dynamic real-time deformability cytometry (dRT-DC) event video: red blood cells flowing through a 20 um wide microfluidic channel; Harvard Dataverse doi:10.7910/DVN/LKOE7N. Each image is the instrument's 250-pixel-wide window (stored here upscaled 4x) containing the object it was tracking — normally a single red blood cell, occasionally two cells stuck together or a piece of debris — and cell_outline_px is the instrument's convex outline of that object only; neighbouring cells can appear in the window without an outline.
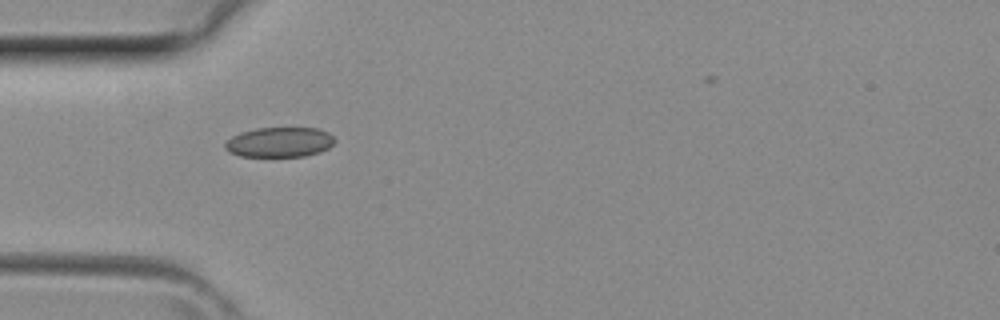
{"species": "common noctule bat (a hibernating species)", "species_latin": "Nyctalus noctula", "temperature_condition": "room temperature", "stored_images_in_passage": 4, "camera_frame_rate_fps": 3000, "um_per_image_px": 0.085, "animal": {"sex": "female", "body_mass_g": 29.2, "forearm_length_mm": 56.3}, "frame": {"image": 1, "passage_image": 3, "time_ms": 0.667, "image_size_px": [1000, 320], "cell_outline_px": [[336, 140], [328, 148], [320, 152], [304, 156], [240, 156], [228, 152], [224, 148], [224, 144], [232, 136], [240, 132], [256, 128], [316, 128], [328, 132]], "centroid_in_image_um": [23.74, 12.08], "position_along_channel_um": 61.3, "area_um2": 19.13}}
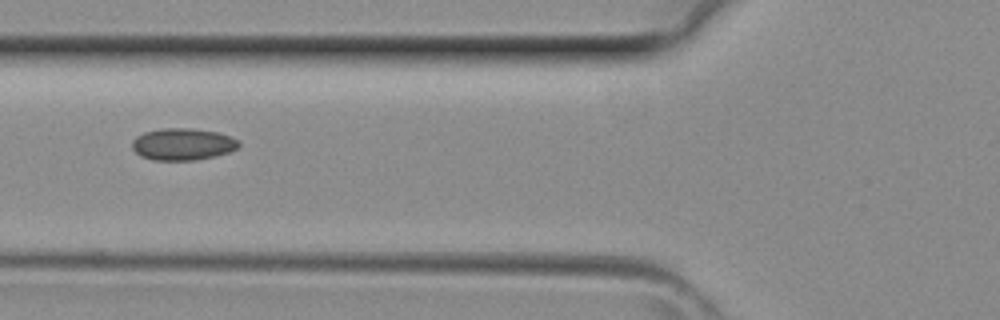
{"frame": {"image": 2, "passage_image": 4, "time_ms": 1.0, "image_size_px": [1000, 320], "cell_outline_px": [[240, 144], [236, 148], [228, 152], [196, 160], [152, 160], [140, 156], [132, 148], [132, 140], [136, 136], [144, 132], [160, 128], [188, 128], [216, 132], [240, 140]], "centroid_in_image_um": [15.48, 12.25], "position_along_channel_um": 110.3, "area_um2": 19.77}}